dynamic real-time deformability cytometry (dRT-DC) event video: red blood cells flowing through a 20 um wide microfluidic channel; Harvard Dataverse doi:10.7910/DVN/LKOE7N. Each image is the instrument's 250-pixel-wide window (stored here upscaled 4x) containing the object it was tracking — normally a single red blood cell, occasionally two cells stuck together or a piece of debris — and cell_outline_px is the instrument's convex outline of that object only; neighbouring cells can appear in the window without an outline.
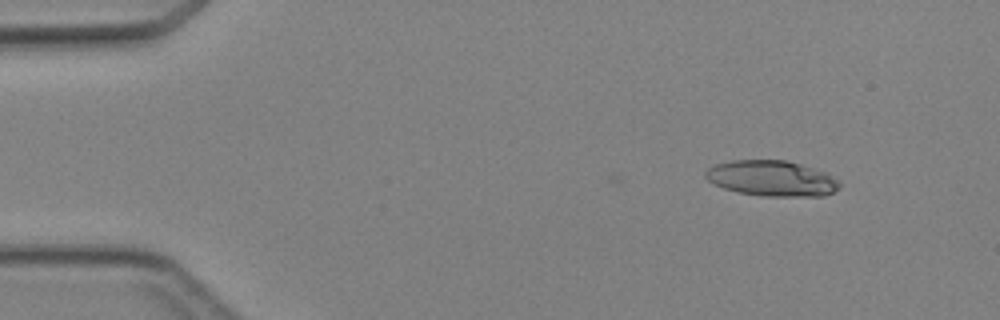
{"species": "Egyptian fruit bat (a non-hibernating species)", "species_latin": "Rousettus aegyptiacus", "temperature_condition": "cold", "stored_images_in_passage": 3, "camera_frame_rate_fps": 3000, "um_per_image_px": 0.085, "animal": {"sex": "female"}, "frame": {"image": 1, "passage_image": 3, "time_ms": 2.333, "image_size_px": [1000, 320], "cell_outline_px": [[840, 188], [824, 196], [760, 196], [740, 192], [724, 188], [708, 180], [704, 176], [704, 172], [708, 168], [716, 164], [732, 160], [784, 160], [800, 164], [828, 172], [840, 180]], "centroid_in_image_um": [65.64, 15.16], "position_along_channel_um": 19.4, "area_um2": 27.92}}